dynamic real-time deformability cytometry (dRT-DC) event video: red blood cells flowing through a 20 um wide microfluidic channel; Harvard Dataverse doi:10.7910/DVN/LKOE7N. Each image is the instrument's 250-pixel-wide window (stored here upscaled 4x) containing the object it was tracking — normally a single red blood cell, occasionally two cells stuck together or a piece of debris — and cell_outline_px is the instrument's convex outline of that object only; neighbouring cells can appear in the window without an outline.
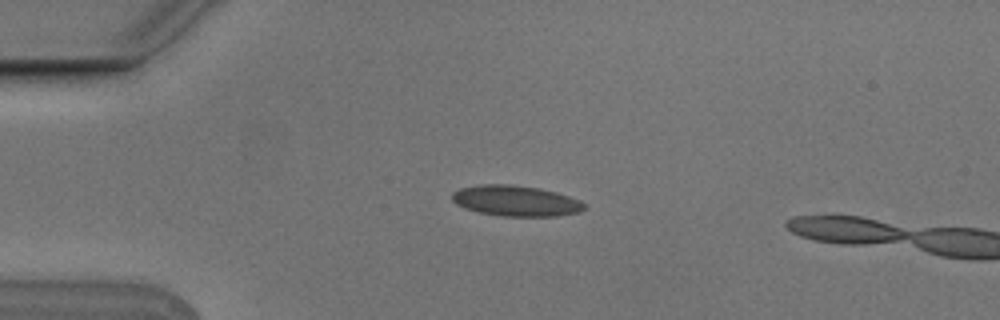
{"species": "Egyptian fruit bat (a non-hibernating species)", "species_latin": "Rousettus aegyptiacus", "temperature_condition": "cold", "stored_images_in_passage": 6, "camera_frame_rate_fps": 3000, "um_per_image_px": 0.085, "animal": {"sex": "male"}, "frame": {"image": 1, "passage_image": 3, "time_ms": 0.667, "image_size_px": [1000, 320], "cell_outline_px": [[588, 208], [580, 212], [556, 216], [500, 216], [480, 212], [464, 208], [456, 204], [452, 200], [452, 192], [460, 188], [480, 184], [512, 184], [540, 188], [556, 192], [580, 200]], "centroid_in_image_um": [43.85, 17.06], "position_along_channel_um": 41.2, "area_um2": 23.81}}